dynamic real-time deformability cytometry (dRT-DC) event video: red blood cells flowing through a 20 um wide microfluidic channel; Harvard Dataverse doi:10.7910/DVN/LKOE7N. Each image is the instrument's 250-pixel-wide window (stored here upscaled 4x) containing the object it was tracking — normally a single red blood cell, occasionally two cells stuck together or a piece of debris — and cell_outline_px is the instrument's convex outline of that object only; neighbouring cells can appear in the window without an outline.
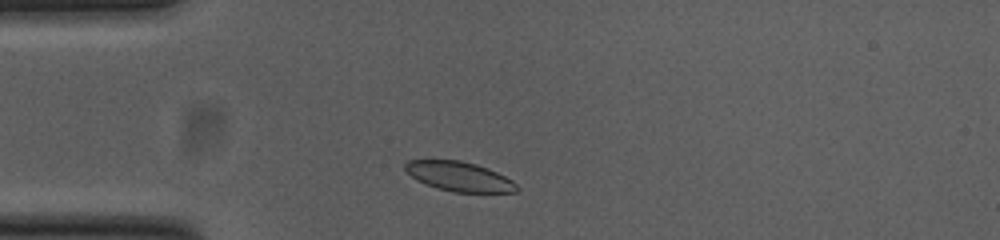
{"species": "common noctule bat (a hibernating species)", "species_latin": "Nyctalus noctula", "temperature_condition": "cold", "stored_images_in_passage": 38, "camera_frame_rate_fps": 3000, "um_per_image_px": 0.085, "animal": {"sex": "female", "body_mass_g": 23.0, "forearm_length_mm": 53.4}, "frame": {"image": 1, "passage_image": 3, "time_ms": 0.667, "image_size_px": [1000, 240], "cell_outline_px": [[520, 188], [516, 192], [452, 192], [436, 188], [416, 180], [404, 168], [404, 164], [408, 160], [460, 160], [476, 164], [488, 168], [512, 180]], "centroid_in_image_um": [39.03, 15.0], "position_along_channel_um": 46.0, "area_um2": 19.19}}
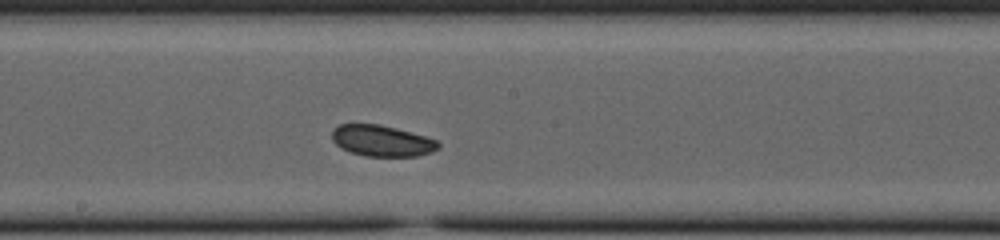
{"frame": {"image": 2, "passage_image": 18, "time_ms": 5.667, "image_size_px": [1000, 240], "cell_outline_px": [[440, 148], [432, 152], [416, 156], [364, 156], [340, 148], [332, 140], [332, 132], [340, 124], [380, 124], [396, 128], [424, 136], [436, 140], [440, 144]], "centroid_in_image_um": [32.46, 11.97], "position_along_channel_um": 215.7, "area_um2": 19.19}}
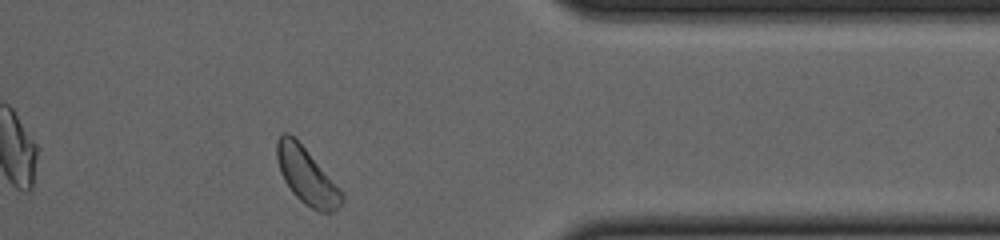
{"frame": {"image": 3, "passage_image": 33, "time_ms": 10.667, "image_size_px": [1000, 240], "cell_outline_px": [[344, 200], [332, 212], [316, 212], [304, 204], [292, 192], [284, 180], [280, 172], [276, 156], [276, 140], [284, 132], [288, 132], [304, 148], [344, 192]], "centroid_in_image_um": [26.07, 14.99], "position_along_channel_um": 385.3, "area_um2": 21.15}, "authors_computed_cell_mechanics": {"area_um2": 20.1144, "velocity_mm_per_s": 3.7342, "shape_relaxation_time_tau1_ms": 1.9479, "shape_relaxation_time_tau2_ms": null, "deformation_change_tau1": 0.0285, "deformation_change_tau2": null}}